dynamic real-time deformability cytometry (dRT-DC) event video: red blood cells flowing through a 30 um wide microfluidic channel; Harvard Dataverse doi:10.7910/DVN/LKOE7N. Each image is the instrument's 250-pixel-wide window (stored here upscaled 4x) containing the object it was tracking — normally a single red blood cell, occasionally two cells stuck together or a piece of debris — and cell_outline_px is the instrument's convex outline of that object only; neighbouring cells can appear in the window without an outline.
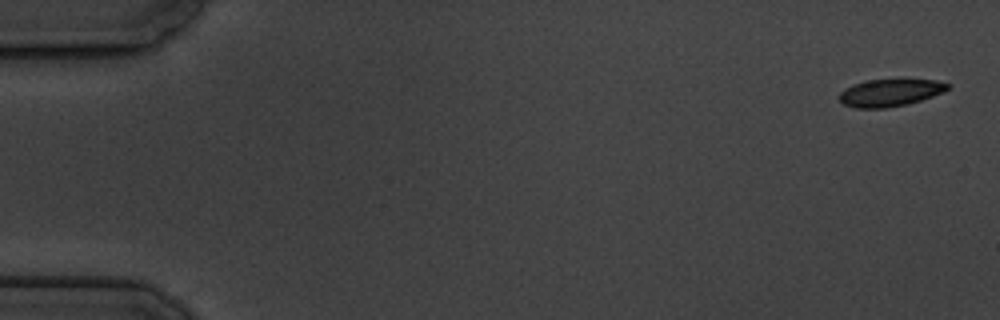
{"species": "common noctule bat (a hibernating species)", "species_latin": "Nyctalus noctula", "temperature_condition": "cold", "stored_images_in_passage": 8, "camera_frame_rate_fps": 3000, "um_per_image_px": 0.085, "animal": {"sex": "male", "body_mass_g": 19.5, "forearm_length_mm": 54.6}, "frame": {"image": 1, "passage_image": 1, "time_ms": 0.0, "image_size_px": [1000, 320], "cell_outline_px": [[952, 84], [944, 92], [908, 104], [884, 108], [856, 108], [844, 104], [836, 96], [844, 88], [852, 84], [864, 80], [904, 76], [936, 80]], "centroid_in_image_um": [75.67, 7.81], "position_along_channel_um": 9.3, "area_um2": 18.32}}
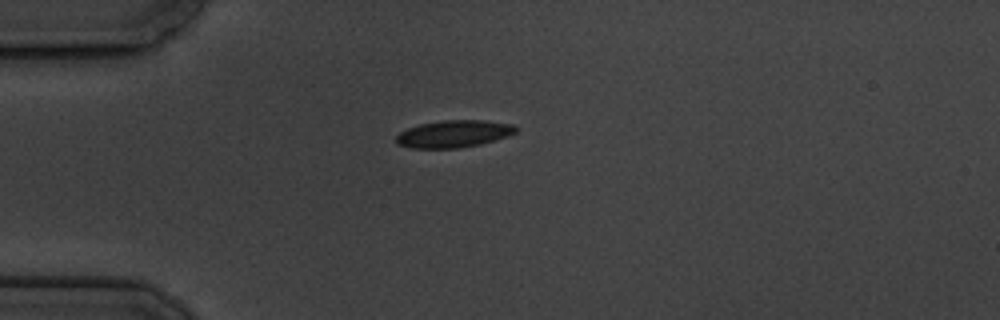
{"frame": {"image": 2, "passage_image": 5, "time_ms": 4.667, "image_size_px": [1000, 320], "cell_outline_px": [[520, 128], [516, 132], [508, 136], [480, 144], [460, 148], [412, 148], [396, 144], [396, 136], [400, 132], [408, 128], [420, 124], [444, 120], [484, 120], [512, 124]], "centroid_in_image_um": [38.58, 11.37], "position_along_channel_um": 46.4, "area_um2": 19.02}}
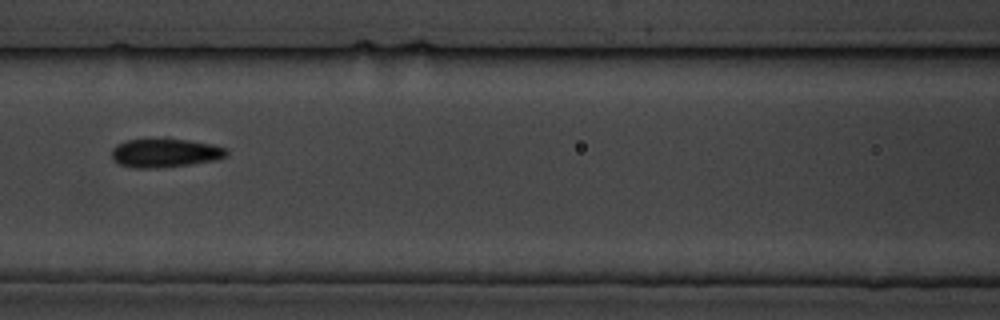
{"frame": {"image": 3, "passage_image": 8, "time_ms": 8.333, "image_size_px": [1000, 320], "cell_outline_px": [[228, 156], [212, 160], [188, 164], [156, 168], [136, 168], [120, 164], [112, 160], [112, 148], [116, 144], [128, 140], [188, 140], [212, 144], [228, 148]], "centroid_in_image_um": [14.03, 13.01], "position_along_channel_um": 152.6, "area_um2": 18.84}}